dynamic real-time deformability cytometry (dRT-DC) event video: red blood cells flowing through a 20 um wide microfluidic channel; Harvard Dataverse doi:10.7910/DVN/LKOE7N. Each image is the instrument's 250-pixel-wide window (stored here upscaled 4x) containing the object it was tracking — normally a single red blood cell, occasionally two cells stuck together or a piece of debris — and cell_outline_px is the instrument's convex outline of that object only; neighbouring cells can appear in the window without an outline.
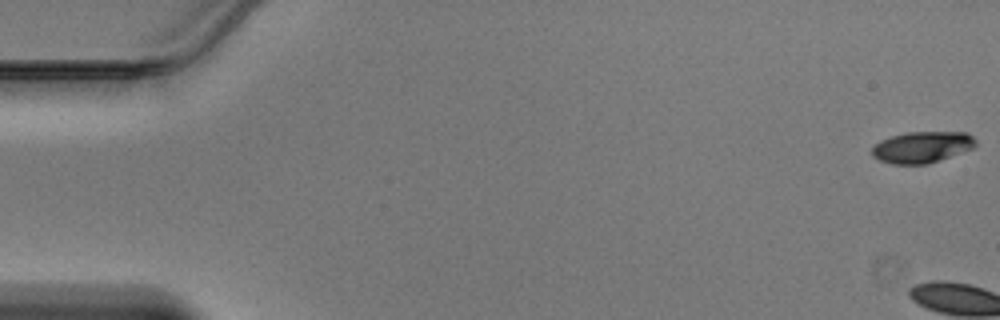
{"species": "Egyptian fruit bat (a non-hibernating species)", "species_latin": "Rousettus aegyptiacus", "temperature_condition": "warm", "stored_images_in_passage": 4, "camera_frame_rate_fps": 3000, "um_per_image_px": 0.085, "animal": {"sex": "male"}, "frame": {"image": 1, "passage_image": 1, "time_ms": 0.0, "image_size_px": [1000, 320], "cell_outline_px": [[976, 144], [972, 148], [928, 164], [892, 164], [880, 160], [872, 156], [872, 148], [880, 140], [904, 132], [968, 132], [976, 140]], "centroid_in_image_um": [78.36, 12.5], "position_along_channel_um": 6.6, "area_um2": 18.84}}